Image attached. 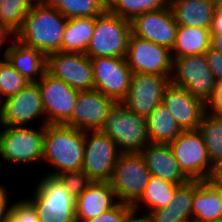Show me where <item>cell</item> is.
<instances>
[{"label":"cell","instance_id":"cell-1","mask_svg":"<svg viewBox=\"0 0 222 222\" xmlns=\"http://www.w3.org/2000/svg\"><path fill=\"white\" fill-rule=\"evenodd\" d=\"M68 19L57 9L37 0L26 14L23 26L14 38L40 50L45 56L61 51L62 37Z\"/></svg>","mask_w":222,"mask_h":222},{"label":"cell","instance_id":"cell-2","mask_svg":"<svg viewBox=\"0 0 222 222\" xmlns=\"http://www.w3.org/2000/svg\"><path fill=\"white\" fill-rule=\"evenodd\" d=\"M84 131L64 124L44 125L43 159L54 170L46 174L79 171L83 164Z\"/></svg>","mask_w":222,"mask_h":222},{"label":"cell","instance_id":"cell-3","mask_svg":"<svg viewBox=\"0 0 222 222\" xmlns=\"http://www.w3.org/2000/svg\"><path fill=\"white\" fill-rule=\"evenodd\" d=\"M43 176L29 199L36 207L39 222H77L76 198L56 176Z\"/></svg>","mask_w":222,"mask_h":222},{"label":"cell","instance_id":"cell-4","mask_svg":"<svg viewBox=\"0 0 222 222\" xmlns=\"http://www.w3.org/2000/svg\"><path fill=\"white\" fill-rule=\"evenodd\" d=\"M100 131L115 142L121 153L140 152L150 143L146 117L130 111L121 102L109 111Z\"/></svg>","mask_w":222,"mask_h":222},{"label":"cell","instance_id":"cell-5","mask_svg":"<svg viewBox=\"0 0 222 222\" xmlns=\"http://www.w3.org/2000/svg\"><path fill=\"white\" fill-rule=\"evenodd\" d=\"M130 35L131 22L107 10L96 17L93 36L85 54L89 58H125Z\"/></svg>","mask_w":222,"mask_h":222},{"label":"cell","instance_id":"cell-6","mask_svg":"<svg viewBox=\"0 0 222 222\" xmlns=\"http://www.w3.org/2000/svg\"><path fill=\"white\" fill-rule=\"evenodd\" d=\"M0 156L4 161L17 164H37L43 159L44 125L1 126Z\"/></svg>","mask_w":222,"mask_h":222},{"label":"cell","instance_id":"cell-7","mask_svg":"<svg viewBox=\"0 0 222 222\" xmlns=\"http://www.w3.org/2000/svg\"><path fill=\"white\" fill-rule=\"evenodd\" d=\"M150 177L140 152L120 153L109 183L119 202L133 206L143 195Z\"/></svg>","mask_w":222,"mask_h":222},{"label":"cell","instance_id":"cell-8","mask_svg":"<svg viewBox=\"0 0 222 222\" xmlns=\"http://www.w3.org/2000/svg\"><path fill=\"white\" fill-rule=\"evenodd\" d=\"M171 83L186 89L206 104L211 100L216 79L208 67L205 54L173 59Z\"/></svg>","mask_w":222,"mask_h":222},{"label":"cell","instance_id":"cell-9","mask_svg":"<svg viewBox=\"0 0 222 222\" xmlns=\"http://www.w3.org/2000/svg\"><path fill=\"white\" fill-rule=\"evenodd\" d=\"M181 171L190 180H209L215 171L198 130L182 131L170 144Z\"/></svg>","mask_w":222,"mask_h":222},{"label":"cell","instance_id":"cell-10","mask_svg":"<svg viewBox=\"0 0 222 222\" xmlns=\"http://www.w3.org/2000/svg\"><path fill=\"white\" fill-rule=\"evenodd\" d=\"M120 151L100 130L84 131L83 170L92 181L109 182Z\"/></svg>","mask_w":222,"mask_h":222},{"label":"cell","instance_id":"cell-11","mask_svg":"<svg viewBox=\"0 0 222 222\" xmlns=\"http://www.w3.org/2000/svg\"><path fill=\"white\" fill-rule=\"evenodd\" d=\"M125 58L132 73L171 76L173 72L170 49L141 39L132 33L128 40Z\"/></svg>","mask_w":222,"mask_h":222},{"label":"cell","instance_id":"cell-12","mask_svg":"<svg viewBox=\"0 0 222 222\" xmlns=\"http://www.w3.org/2000/svg\"><path fill=\"white\" fill-rule=\"evenodd\" d=\"M36 83L41 93L46 124H65L71 118L79 91L47 71Z\"/></svg>","mask_w":222,"mask_h":222},{"label":"cell","instance_id":"cell-13","mask_svg":"<svg viewBox=\"0 0 222 222\" xmlns=\"http://www.w3.org/2000/svg\"><path fill=\"white\" fill-rule=\"evenodd\" d=\"M42 118L46 125L41 93L36 82H31L18 93L1 101L0 126H29Z\"/></svg>","mask_w":222,"mask_h":222},{"label":"cell","instance_id":"cell-14","mask_svg":"<svg viewBox=\"0 0 222 222\" xmlns=\"http://www.w3.org/2000/svg\"><path fill=\"white\" fill-rule=\"evenodd\" d=\"M46 71L75 90H94L91 60L85 53H51L46 56Z\"/></svg>","mask_w":222,"mask_h":222},{"label":"cell","instance_id":"cell-15","mask_svg":"<svg viewBox=\"0 0 222 222\" xmlns=\"http://www.w3.org/2000/svg\"><path fill=\"white\" fill-rule=\"evenodd\" d=\"M90 60L94 89L121 102L127 95L132 76L126 58L96 57Z\"/></svg>","mask_w":222,"mask_h":222},{"label":"cell","instance_id":"cell-16","mask_svg":"<svg viewBox=\"0 0 222 222\" xmlns=\"http://www.w3.org/2000/svg\"><path fill=\"white\" fill-rule=\"evenodd\" d=\"M170 82L171 76L132 73L129 90L121 103L130 111L147 117L162 103L165 88Z\"/></svg>","mask_w":222,"mask_h":222},{"label":"cell","instance_id":"cell-17","mask_svg":"<svg viewBox=\"0 0 222 222\" xmlns=\"http://www.w3.org/2000/svg\"><path fill=\"white\" fill-rule=\"evenodd\" d=\"M116 103L95 89L79 91L71 118L64 125L82 131L101 130L107 114Z\"/></svg>","mask_w":222,"mask_h":222},{"label":"cell","instance_id":"cell-18","mask_svg":"<svg viewBox=\"0 0 222 222\" xmlns=\"http://www.w3.org/2000/svg\"><path fill=\"white\" fill-rule=\"evenodd\" d=\"M178 24L169 8L137 15L131 21V33L141 39L172 49Z\"/></svg>","mask_w":222,"mask_h":222},{"label":"cell","instance_id":"cell-19","mask_svg":"<svg viewBox=\"0 0 222 222\" xmlns=\"http://www.w3.org/2000/svg\"><path fill=\"white\" fill-rule=\"evenodd\" d=\"M162 103L183 131L197 130L207 111L204 101L171 82L165 88Z\"/></svg>","mask_w":222,"mask_h":222},{"label":"cell","instance_id":"cell-20","mask_svg":"<svg viewBox=\"0 0 222 222\" xmlns=\"http://www.w3.org/2000/svg\"><path fill=\"white\" fill-rule=\"evenodd\" d=\"M140 154L152 176L178 185L190 180L181 171L169 144L149 143L140 151Z\"/></svg>","mask_w":222,"mask_h":222},{"label":"cell","instance_id":"cell-21","mask_svg":"<svg viewBox=\"0 0 222 222\" xmlns=\"http://www.w3.org/2000/svg\"><path fill=\"white\" fill-rule=\"evenodd\" d=\"M119 203L109 182L93 181L75 201L76 220H88L99 216Z\"/></svg>","mask_w":222,"mask_h":222},{"label":"cell","instance_id":"cell-22","mask_svg":"<svg viewBox=\"0 0 222 222\" xmlns=\"http://www.w3.org/2000/svg\"><path fill=\"white\" fill-rule=\"evenodd\" d=\"M5 49V58L29 83L38 82L46 71V56L38 49L28 47L14 37Z\"/></svg>","mask_w":222,"mask_h":222},{"label":"cell","instance_id":"cell-23","mask_svg":"<svg viewBox=\"0 0 222 222\" xmlns=\"http://www.w3.org/2000/svg\"><path fill=\"white\" fill-rule=\"evenodd\" d=\"M169 8L178 26L209 29L215 5L214 0H169Z\"/></svg>","mask_w":222,"mask_h":222},{"label":"cell","instance_id":"cell-24","mask_svg":"<svg viewBox=\"0 0 222 222\" xmlns=\"http://www.w3.org/2000/svg\"><path fill=\"white\" fill-rule=\"evenodd\" d=\"M222 218V193L210 181H202L194 191L192 221L211 222Z\"/></svg>","mask_w":222,"mask_h":222},{"label":"cell","instance_id":"cell-25","mask_svg":"<svg viewBox=\"0 0 222 222\" xmlns=\"http://www.w3.org/2000/svg\"><path fill=\"white\" fill-rule=\"evenodd\" d=\"M210 44L209 29L178 26L176 40L171 49L172 58L205 54L210 49Z\"/></svg>","mask_w":222,"mask_h":222},{"label":"cell","instance_id":"cell-26","mask_svg":"<svg viewBox=\"0 0 222 222\" xmlns=\"http://www.w3.org/2000/svg\"><path fill=\"white\" fill-rule=\"evenodd\" d=\"M150 143L170 144L183 131L163 103L158 104L146 117Z\"/></svg>","mask_w":222,"mask_h":222},{"label":"cell","instance_id":"cell-27","mask_svg":"<svg viewBox=\"0 0 222 222\" xmlns=\"http://www.w3.org/2000/svg\"><path fill=\"white\" fill-rule=\"evenodd\" d=\"M96 17L68 19L63 37L61 52L85 53L93 36Z\"/></svg>","mask_w":222,"mask_h":222},{"label":"cell","instance_id":"cell-28","mask_svg":"<svg viewBox=\"0 0 222 222\" xmlns=\"http://www.w3.org/2000/svg\"><path fill=\"white\" fill-rule=\"evenodd\" d=\"M178 186V184L151 175L143 195L132 206L133 212L138 215L139 211L143 210L144 207L145 212H148L168 206L172 202Z\"/></svg>","mask_w":222,"mask_h":222},{"label":"cell","instance_id":"cell-29","mask_svg":"<svg viewBox=\"0 0 222 222\" xmlns=\"http://www.w3.org/2000/svg\"><path fill=\"white\" fill-rule=\"evenodd\" d=\"M197 130L206 145L212 164L216 167L222 161V115L207 110Z\"/></svg>","mask_w":222,"mask_h":222},{"label":"cell","instance_id":"cell-30","mask_svg":"<svg viewBox=\"0 0 222 222\" xmlns=\"http://www.w3.org/2000/svg\"><path fill=\"white\" fill-rule=\"evenodd\" d=\"M65 18L97 17L107 11V0H41Z\"/></svg>","mask_w":222,"mask_h":222},{"label":"cell","instance_id":"cell-31","mask_svg":"<svg viewBox=\"0 0 222 222\" xmlns=\"http://www.w3.org/2000/svg\"><path fill=\"white\" fill-rule=\"evenodd\" d=\"M37 0H0V25L11 36L21 29L26 14Z\"/></svg>","mask_w":222,"mask_h":222},{"label":"cell","instance_id":"cell-32","mask_svg":"<svg viewBox=\"0 0 222 222\" xmlns=\"http://www.w3.org/2000/svg\"><path fill=\"white\" fill-rule=\"evenodd\" d=\"M169 6V0H108L107 10L114 15L132 21L137 15L157 11Z\"/></svg>","mask_w":222,"mask_h":222},{"label":"cell","instance_id":"cell-33","mask_svg":"<svg viewBox=\"0 0 222 222\" xmlns=\"http://www.w3.org/2000/svg\"><path fill=\"white\" fill-rule=\"evenodd\" d=\"M28 84L29 82L5 58L4 50L3 59H0V101L15 95Z\"/></svg>","mask_w":222,"mask_h":222},{"label":"cell","instance_id":"cell-34","mask_svg":"<svg viewBox=\"0 0 222 222\" xmlns=\"http://www.w3.org/2000/svg\"><path fill=\"white\" fill-rule=\"evenodd\" d=\"M201 182V180H188L179 185L168 207L177 213H192L194 191Z\"/></svg>","mask_w":222,"mask_h":222},{"label":"cell","instance_id":"cell-35","mask_svg":"<svg viewBox=\"0 0 222 222\" xmlns=\"http://www.w3.org/2000/svg\"><path fill=\"white\" fill-rule=\"evenodd\" d=\"M56 177L74 198H77L93 182L83 170L62 172Z\"/></svg>","mask_w":222,"mask_h":222},{"label":"cell","instance_id":"cell-36","mask_svg":"<svg viewBox=\"0 0 222 222\" xmlns=\"http://www.w3.org/2000/svg\"><path fill=\"white\" fill-rule=\"evenodd\" d=\"M30 197L11 204L10 213L5 222H39L36 207Z\"/></svg>","mask_w":222,"mask_h":222},{"label":"cell","instance_id":"cell-37","mask_svg":"<svg viewBox=\"0 0 222 222\" xmlns=\"http://www.w3.org/2000/svg\"><path fill=\"white\" fill-rule=\"evenodd\" d=\"M145 222H190L192 221V213H177L171 207H162L156 210L143 212Z\"/></svg>","mask_w":222,"mask_h":222},{"label":"cell","instance_id":"cell-38","mask_svg":"<svg viewBox=\"0 0 222 222\" xmlns=\"http://www.w3.org/2000/svg\"><path fill=\"white\" fill-rule=\"evenodd\" d=\"M133 213V208L129 204L119 202L112 209L101 213L95 218L88 220H76L77 222H124Z\"/></svg>","mask_w":222,"mask_h":222},{"label":"cell","instance_id":"cell-39","mask_svg":"<svg viewBox=\"0 0 222 222\" xmlns=\"http://www.w3.org/2000/svg\"><path fill=\"white\" fill-rule=\"evenodd\" d=\"M205 56L207 59L208 67L211 69L216 82L222 81V53L210 48L205 53Z\"/></svg>","mask_w":222,"mask_h":222},{"label":"cell","instance_id":"cell-40","mask_svg":"<svg viewBox=\"0 0 222 222\" xmlns=\"http://www.w3.org/2000/svg\"><path fill=\"white\" fill-rule=\"evenodd\" d=\"M207 110L214 113H222V81H217L214 94L207 103Z\"/></svg>","mask_w":222,"mask_h":222},{"label":"cell","instance_id":"cell-41","mask_svg":"<svg viewBox=\"0 0 222 222\" xmlns=\"http://www.w3.org/2000/svg\"><path fill=\"white\" fill-rule=\"evenodd\" d=\"M7 187L0 184V222H5L10 213L11 204L9 203Z\"/></svg>","mask_w":222,"mask_h":222},{"label":"cell","instance_id":"cell-42","mask_svg":"<svg viewBox=\"0 0 222 222\" xmlns=\"http://www.w3.org/2000/svg\"><path fill=\"white\" fill-rule=\"evenodd\" d=\"M209 30L210 34L222 33V10H214Z\"/></svg>","mask_w":222,"mask_h":222},{"label":"cell","instance_id":"cell-43","mask_svg":"<svg viewBox=\"0 0 222 222\" xmlns=\"http://www.w3.org/2000/svg\"><path fill=\"white\" fill-rule=\"evenodd\" d=\"M210 35H211L210 48L222 53V33L210 34Z\"/></svg>","mask_w":222,"mask_h":222},{"label":"cell","instance_id":"cell-44","mask_svg":"<svg viewBox=\"0 0 222 222\" xmlns=\"http://www.w3.org/2000/svg\"><path fill=\"white\" fill-rule=\"evenodd\" d=\"M13 36H11L4 28L1 27L0 25V49H2L1 47L3 46L4 43L10 42L11 38ZM10 40V41H9ZM2 59V56L1 58Z\"/></svg>","mask_w":222,"mask_h":222},{"label":"cell","instance_id":"cell-45","mask_svg":"<svg viewBox=\"0 0 222 222\" xmlns=\"http://www.w3.org/2000/svg\"><path fill=\"white\" fill-rule=\"evenodd\" d=\"M222 193V175H212L209 179Z\"/></svg>","mask_w":222,"mask_h":222},{"label":"cell","instance_id":"cell-46","mask_svg":"<svg viewBox=\"0 0 222 222\" xmlns=\"http://www.w3.org/2000/svg\"><path fill=\"white\" fill-rule=\"evenodd\" d=\"M124 222H145L142 215L137 216L136 213H132Z\"/></svg>","mask_w":222,"mask_h":222},{"label":"cell","instance_id":"cell-47","mask_svg":"<svg viewBox=\"0 0 222 222\" xmlns=\"http://www.w3.org/2000/svg\"><path fill=\"white\" fill-rule=\"evenodd\" d=\"M212 175H222V161L216 166Z\"/></svg>","mask_w":222,"mask_h":222},{"label":"cell","instance_id":"cell-48","mask_svg":"<svg viewBox=\"0 0 222 222\" xmlns=\"http://www.w3.org/2000/svg\"><path fill=\"white\" fill-rule=\"evenodd\" d=\"M215 10H222V0H214Z\"/></svg>","mask_w":222,"mask_h":222},{"label":"cell","instance_id":"cell-49","mask_svg":"<svg viewBox=\"0 0 222 222\" xmlns=\"http://www.w3.org/2000/svg\"><path fill=\"white\" fill-rule=\"evenodd\" d=\"M211 222H222V218H221V219L214 220V221H211Z\"/></svg>","mask_w":222,"mask_h":222}]
</instances>
